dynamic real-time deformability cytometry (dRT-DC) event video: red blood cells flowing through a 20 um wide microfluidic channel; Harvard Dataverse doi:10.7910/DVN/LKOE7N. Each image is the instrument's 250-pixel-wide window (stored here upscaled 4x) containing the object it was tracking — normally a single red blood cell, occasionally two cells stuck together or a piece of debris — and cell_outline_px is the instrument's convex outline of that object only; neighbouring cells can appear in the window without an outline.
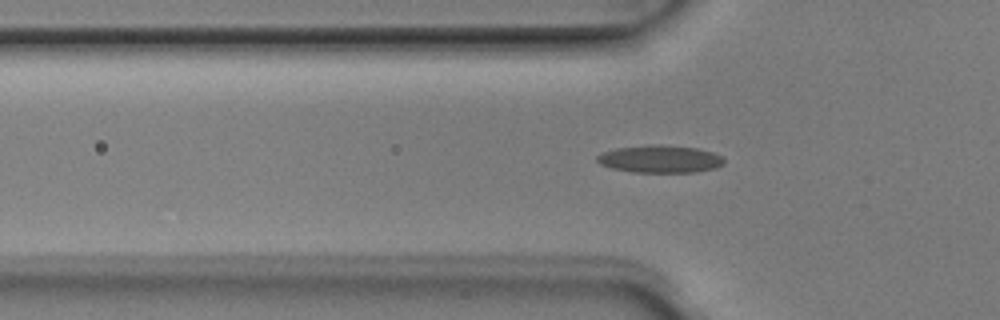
{"species": "Egyptian fruit bat (a non-hibernating species)", "species_latin": "Rousettus aegyptiacus", "temperature_condition": "room temperature", "stored_images_in_passage": 39, "camera_frame_rate_fps": 3000, "um_per_image_px": 0.085, "animal": {"sex": "male"}, "frame": {"image": 1, "passage_image": 4, "time_ms": 1.0, "image_size_px": [1000, 320], "cell_outline_px": [[724, 164], [716, 168], [696, 172], [632, 172], [612, 168], [600, 164], [596, 160], [596, 156], [604, 152], [616, 148], [652, 144], [660, 144], [696, 148], [712, 152], [720, 156], [724, 160]], "centroid_in_image_um": [56.1, 13.51], "position_along_channel_um": 69.7, "area_um2": 20.35}}
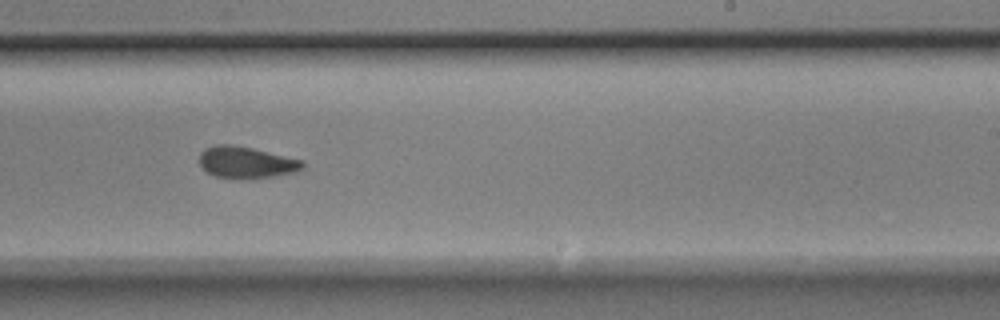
{"frame": {"image": 2, "passage_image": 19, "time_ms": 6.0, "image_size_px": [1000, 320], "cell_outline_px": [[304, 168], [296, 172], [272, 176], [236, 180], [216, 176], [208, 172], [200, 164], [200, 152], [204, 148], [216, 144], [232, 144], [252, 148], [304, 160]], "centroid_in_image_um": [20.93, 13.8], "position_along_channel_um": 268.1, "area_um2": 19.19}}
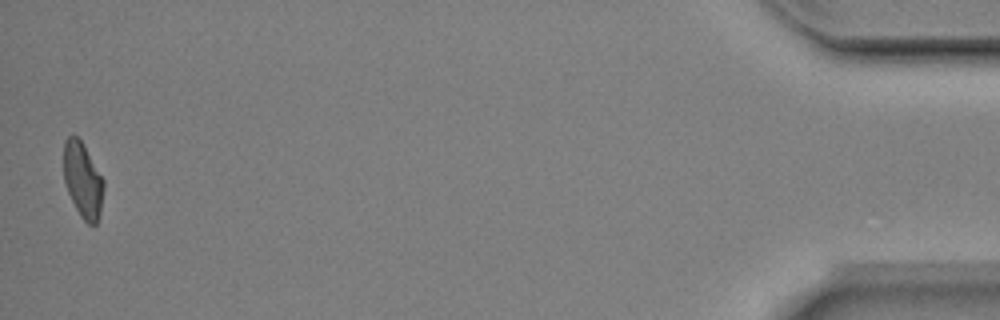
{"frame": {"image": 3, "passage_image": 38, "time_ms": 12.333, "image_size_px": [1000, 320], "cell_outline_px": [[104, 188], [100, 216], [96, 224], [88, 224], [80, 216], [68, 192], [64, 180], [64, 140], [68, 136], [76, 136], [84, 144], [104, 180]], "centroid_in_image_um": [7.05, 15.31], "position_along_channel_um": 428.1, "area_um2": 17.57}}